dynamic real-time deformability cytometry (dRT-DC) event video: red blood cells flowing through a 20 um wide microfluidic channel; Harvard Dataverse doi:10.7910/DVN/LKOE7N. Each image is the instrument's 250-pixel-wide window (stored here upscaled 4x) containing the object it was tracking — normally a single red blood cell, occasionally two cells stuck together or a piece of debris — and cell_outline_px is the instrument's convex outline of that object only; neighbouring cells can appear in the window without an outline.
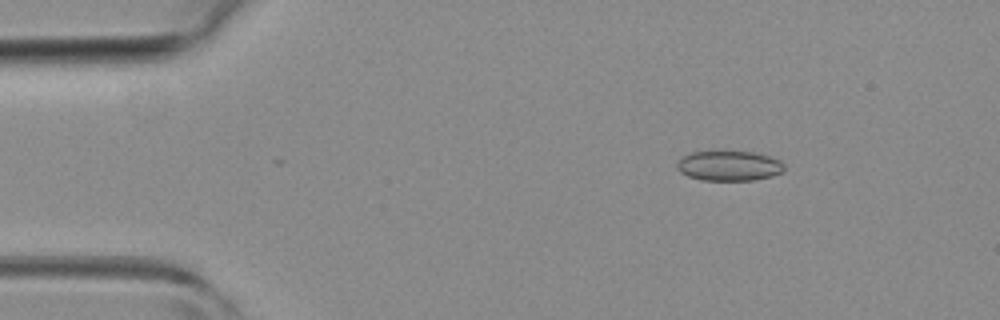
{"species": "common noctule bat (a hibernating species)", "species_latin": "Nyctalus noctula", "temperature_condition": "room temperature", "stored_images_in_passage": 5, "camera_frame_rate_fps": 3000, "um_per_image_px": 0.085, "animal": {"sex": "female", "body_mass_g": 19.3, "forearm_length_mm": 54.1}, "frame": {"image": 1, "passage_image": 3, "time_ms": 0.667, "image_size_px": [1000, 320], "cell_outline_px": [[784, 172], [772, 176], [752, 180], [700, 180], [688, 176], [680, 172], [676, 168], [676, 164], [684, 156], [692, 152], [756, 152], [780, 160], [784, 164]], "centroid_in_image_um": [61.99, 14.1], "position_along_channel_um": 23.0, "area_um2": 18.67}}